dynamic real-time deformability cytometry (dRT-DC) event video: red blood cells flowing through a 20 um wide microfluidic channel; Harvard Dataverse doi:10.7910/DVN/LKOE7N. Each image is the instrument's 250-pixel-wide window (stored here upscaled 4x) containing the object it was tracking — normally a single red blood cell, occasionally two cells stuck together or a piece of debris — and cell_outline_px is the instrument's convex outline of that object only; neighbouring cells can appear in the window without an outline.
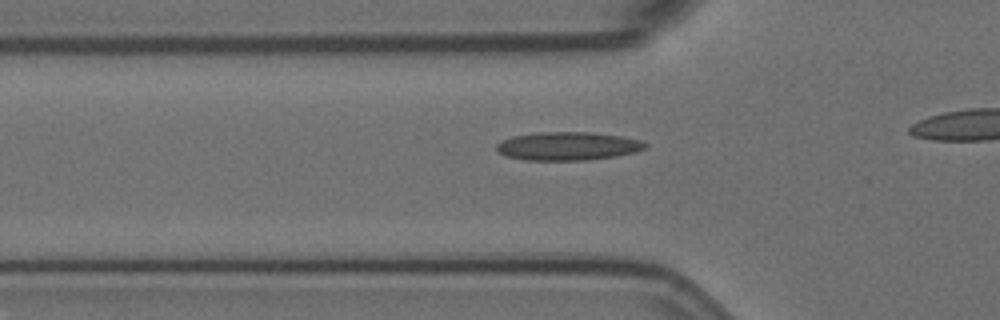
{"species": "Egyptian fruit bat (a non-hibernating species)", "species_latin": "Rousettus aegyptiacus", "temperature_condition": "room temperature", "stored_images_in_passage": 24, "camera_frame_rate_fps": 3000, "um_per_image_px": 0.085, "animal": {"sex": "female"}, "frame": {"image": 1, "passage_image": 8, "time_ms": 2.333, "image_size_px": [1000, 320], "cell_outline_px": [[648, 148], [636, 152], [616, 156], [584, 160], [524, 160], [504, 156], [496, 152], [496, 144], [500, 140], [512, 136], [540, 132], [592, 132], [620, 136], [644, 140], [648, 144]], "centroid_in_image_um": [48.26, 12.42], "position_along_channel_um": 77.5, "area_um2": 24.97}}
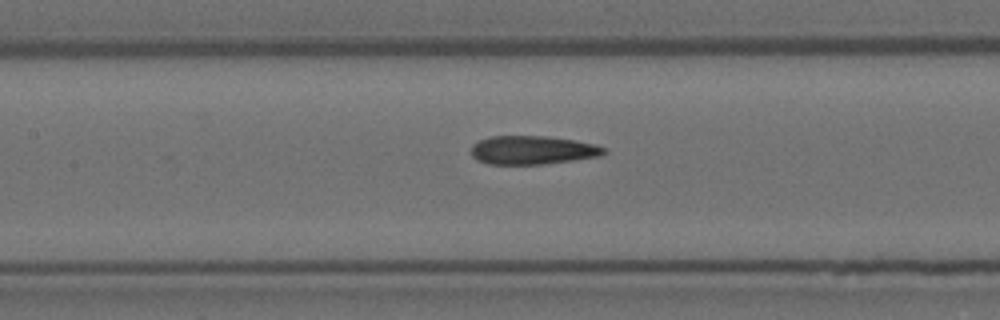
{"frame": {"image": 2, "passage_image": 15, "time_ms": 4.667, "image_size_px": [1000, 320], "cell_outline_px": [[608, 152], [600, 156], [544, 164], [488, 164], [476, 160], [472, 156], [472, 144], [480, 140], [492, 136], [548, 136], [596, 144], [608, 148]], "centroid_in_image_um": [45.29, 12.76], "position_along_channel_um": 162.1, "area_um2": 22.2}}
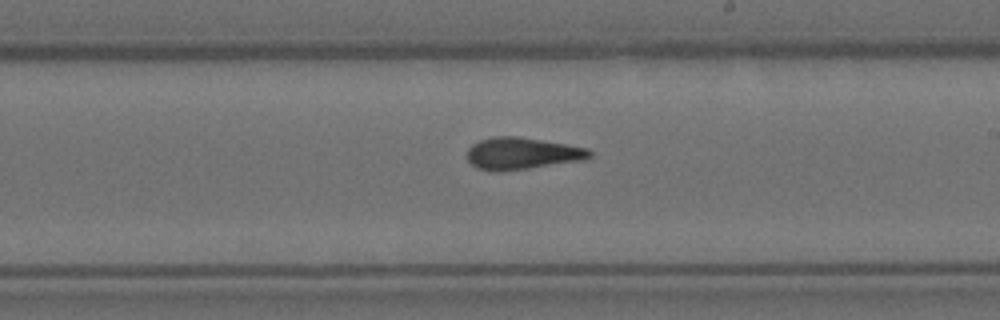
{"frame": {"image": 3, "passage_image": 22, "time_ms": 7.0, "image_size_px": [1000, 320], "cell_outline_px": [[592, 156], [584, 160], [528, 168], [496, 172], [492, 172], [476, 168], [468, 160], [468, 148], [472, 144], [480, 140], [496, 136], [516, 136], [588, 148], [592, 152]], "centroid_in_image_um": [44.35, 13.05], "position_along_channel_um": 244.6, "area_um2": 22.66}}